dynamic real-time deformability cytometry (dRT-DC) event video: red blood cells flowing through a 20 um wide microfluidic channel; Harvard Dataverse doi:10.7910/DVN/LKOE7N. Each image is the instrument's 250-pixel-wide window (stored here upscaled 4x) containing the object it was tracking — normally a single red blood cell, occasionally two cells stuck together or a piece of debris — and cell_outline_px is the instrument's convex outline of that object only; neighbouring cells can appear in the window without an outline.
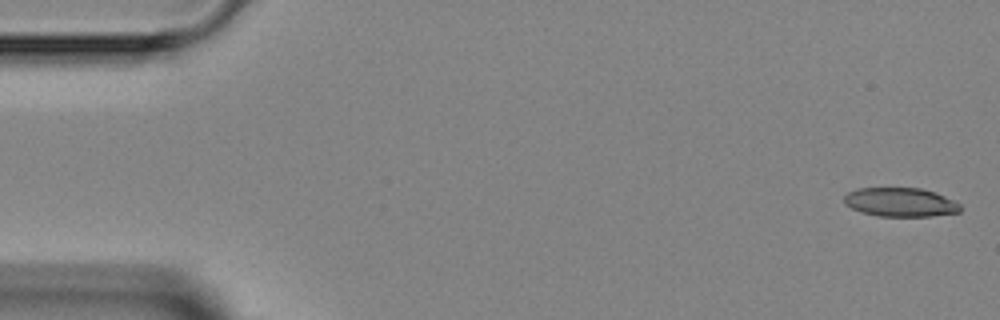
{"species": "Egyptian fruit bat (a non-hibernating species)", "species_latin": "Rousettus aegyptiacus", "temperature_condition": "room temperature", "stored_images_in_passage": 3, "camera_frame_rate_fps": 3000, "um_per_image_px": 0.085, "animal": {"sex": "female"}, "frame": {"image": 1, "passage_image": 1, "time_ms": 0.0, "image_size_px": [1000, 320], "cell_outline_px": [[960, 212], [932, 216], [880, 216], [860, 212], [844, 204], [844, 196], [848, 192], [856, 188], [920, 188], [936, 192], [956, 200], [960, 204]], "centroid_in_image_um": [76.55, 17.18], "position_along_channel_um": 8.5, "area_um2": 19.77}}